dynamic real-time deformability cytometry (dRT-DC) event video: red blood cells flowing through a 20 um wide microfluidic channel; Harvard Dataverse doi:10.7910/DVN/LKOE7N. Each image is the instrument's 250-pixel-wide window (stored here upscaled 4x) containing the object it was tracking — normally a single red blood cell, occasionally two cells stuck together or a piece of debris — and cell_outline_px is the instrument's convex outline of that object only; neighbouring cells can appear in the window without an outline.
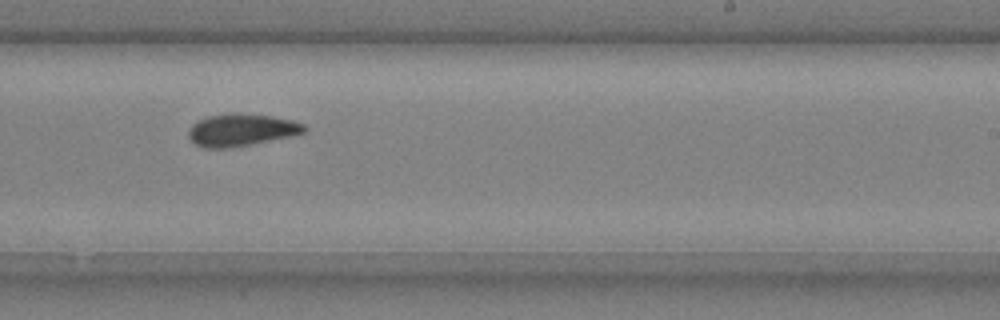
{"species": "common noctule bat (a hibernating species)", "species_latin": "Nyctalus noctula", "temperature_condition": "cold", "stored_images_in_passage": 13, "segment_of_instrument_passage": [2, 2], "camera_frame_rate_fps": 3000, "um_per_image_px": 0.085, "animal": {"sex": "male", "body_mass_g": 20.4}, "frame": {"image": 1, "passage_image": 10, "time_ms": 3.0, "image_size_px": [1000, 320], "cell_outline_px": [[308, 128], [304, 132], [292, 136], [228, 148], [204, 148], [196, 144], [188, 136], [188, 128], [196, 120], [208, 116], [232, 112], [272, 116], [292, 120], [304, 124]], "centroid_in_image_um": [20.49, 11.03], "position_along_channel_um": 268.5, "area_um2": 21.85}}
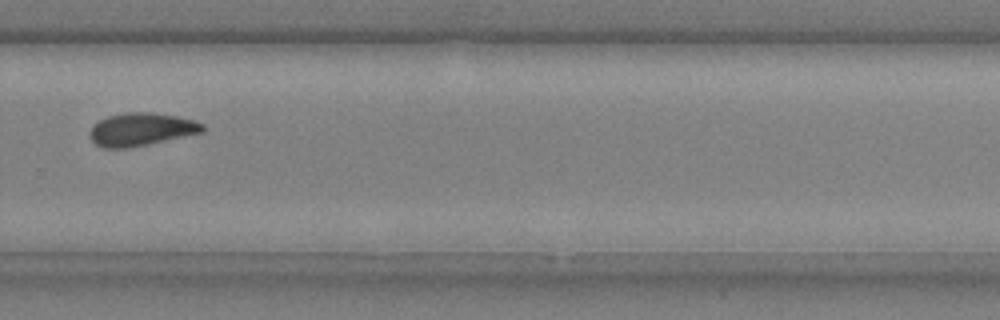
{"frame": {"image": 2, "passage_image": 11, "time_ms": 3.333, "image_size_px": [1000, 320], "cell_outline_px": [[204, 132], [148, 144], [128, 148], [104, 148], [96, 144], [92, 140], [92, 128], [100, 120], [108, 116], [124, 112], [152, 112], [176, 116], [192, 120], [204, 124]], "centroid_in_image_um": [12.04, 10.99], "position_along_channel_um": 317.8, "area_um2": 21.33}}